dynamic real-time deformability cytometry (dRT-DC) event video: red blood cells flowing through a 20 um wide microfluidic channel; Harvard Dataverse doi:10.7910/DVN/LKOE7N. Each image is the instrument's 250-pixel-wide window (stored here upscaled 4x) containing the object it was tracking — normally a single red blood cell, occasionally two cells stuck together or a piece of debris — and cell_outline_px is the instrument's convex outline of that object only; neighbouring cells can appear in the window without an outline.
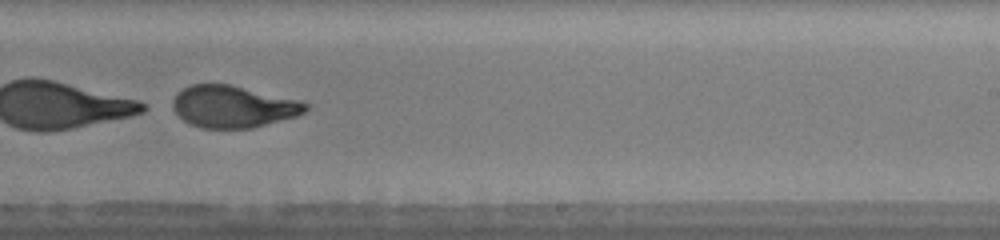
{"species": "human", "species_latin": "Homo sapiens", "temperature_condition": "warm", "stored_images_in_passage": 51, "segment_of_instrument_passage": [2, 2], "camera_frame_rate_fps": 3000, "um_per_image_px": 0.085, "donor": {"sex": "male"}, "frame": {"image": 1, "passage_image": 34, "time_ms": 11.0, "image_size_px": [1000, 240], "cell_outline_px": [[308, 108], [304, 112], [296, 116], [252, 128], [200, 128], [188, 124], [172, 108], [172, 100], [176, 92], [192, 84], [228, 84], [300, 100], [308, 104]], "centroid_in_image_um": [19.79, 9.06], "position_along_channel_um": 269.2, "area_um2": 32.43}}